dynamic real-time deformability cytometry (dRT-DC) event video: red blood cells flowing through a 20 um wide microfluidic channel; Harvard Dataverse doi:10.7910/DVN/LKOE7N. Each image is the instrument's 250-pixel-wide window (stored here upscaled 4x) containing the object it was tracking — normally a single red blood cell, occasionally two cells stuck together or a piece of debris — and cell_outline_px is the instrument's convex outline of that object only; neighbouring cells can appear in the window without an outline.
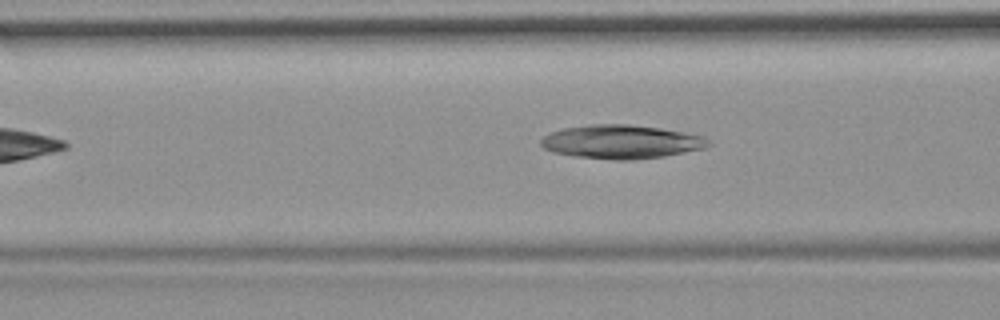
{"species": "common noctule bat (a hibernating species)", "species_latin": "Nyctalus noctula", "temperature_condition": "room temperature", "stored_images_in_passage": 6, "camera_frame_rate_fps": 3000, "um_per_image_px": 0.085, "animal": {"sex": "female", "body_mass_g": 19.9}, "frame": {"image": 1, "passage_image": 6, "time_ms": 1.667, "image_size_px": [1000, 320], "cell_outline_px": [[712, 144], [704, 148], [664, 156], [628, 160], [616, 160], [572, 156], [552, 152], [544, 148], [540, 144], [540, 140], [544, 136], [552, 132], [564, 128], [592, 124], [628, 124], [660, 128], [684, 132], [704, 136]], "centroid_in_image_um": [52.8, 12.05], "position_along_channel_um": 113.8, "area_um2": 32.83}}